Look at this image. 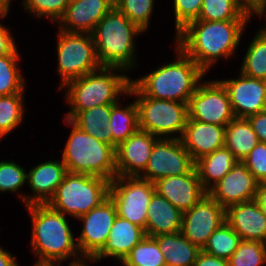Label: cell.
Masks as SVG:
<instances>
[{
	"mask_svg": "<svg viewBox=\"0 0 266 266\" xmlns=\"http://www.w3.org/2000/svg\"><path fill=\"white\" fill-rule=\"evenodd\" d=\"M12 0H0V13L8 14L10 13V6Z\"/></svg>",
	"mask_w": 266,
	"mask_h": 266,
	"instance_id": "cell-49",
	"label": "cell"
},
{
	"mask_svg": "<svg viewBox=\"0 0 266 266\" xmlns=\"http://www.w3.org/2000/svg\"><path fill=\"white\" fill-rule=\"evenodd\" d=\"M175 49L177 56L174 61L158 66L143 77L132 79L127 97L148 96L189 103L207 73L178 46Z\"/></svg>",
	"mask_w": 266,
	"mask_h": 266,
	"instance_id": "cell-3",
	"label": "cell"
},
{
	"mask_svg": "<svg viewBox=\"0 0 266 266\" xmlns=\"http://www.w3.org/2000/svg\"><path fill=\"white\" fill-rule=\"evenodd\" d=\"M121 266H166L164 254L153 237L143 238L124 258Z\"/></svg>",
	"mask_w": 266,
	"mask_h": 266,
	"instance_id": "cell-35",
	"label": "cell"
},
{
	"mask_svg": "<svg viewBox=\"0 0 266 266\" xmlns=\"http://www.w3.org/2000/svg\"><path fill=\"white\" fill-rule=\"evenodd\" d=\"M9 27L0 23V56L12 53L16 48V42Z\"/></svg>",
	"mask_w": 266,
	"mask_h": 266,
	"instance_id": "cell-43",
	"label": "cell"
},
{
	"mask_svg": "<svg viewBox=\"0 0 266 266\" xmlns=\"http://www.w3.org/2000/svg\"><path fill=\"white\" fill-rule=\"evenodd\" d=\"M237 161L235 155L225 146L195 161V169L203 189L208 192Z\"/></svg>",
	"mask_w": 266,
	"mask_h": 266,
	"instance_id": "cell-25",
	"label": "cell"
},
{
	"mask_svg": "<svg viewBox=\"0 0 266 266\" xmlns=\"http://www.w3.org/2000/svg\"><path fill=\"white\" fill-rule=\"evenodd\" d=\"M235 2L251 17L264 10L266 0H235Z\"/></svg>",
	"mask_w": 266,
	"mask_h": 266,
	"instance_id": "cell-45",
	"label": "cell"
},
{
	"mask_svg": "<svg viewBox=\"0 0 266 266\" xmlns=\"http://www.w3.org/2000/svg\"><path fill=\"white\" fill-rule=\"evenodd\" d=\"M225 220L240 235L241 240L266 244V216L254 200L228 206Z\"/></svg>",
	"mask_w": 266,
	"mask_h": 266,
	"instance_id": "cell-22",
	"label": "cell"
},
{
	"mask_svg": "<svg viewBox=\"0 0 266 266\" xmlns=\"http://www.w3.org/2000/svg\"><path fill=\"white\" fill-rule=\"evenodd\" d=\"M226 88L235 118H246L266 110V82L242 73L236 79H220Z\"/></svg>",
	"mask_w": 266,
	"mask_h": 266,
	"instance_id": "cell-15",
	"label": "cell"
},
{
	"mask_svg": "<svg viewBox=\"0 0 266 266\" xmlns=\"http://www.w3.org/2000/svg\"><path fill=\"white\" fill-rule=\"evenodd\" d=\"M134 98L138 106L140 130L158 138L182 137L188 119V103L148 96H134Z\"/></svg>",
	"mask_w": 266,
	"mask_h": 266,
	"instance_id": "cell-8",
	"label": "cell"
},
{
	"mask_svg": "<svg viewBox=\"0 0 266 266\" xmlns=\"http://www.w3.org/2000/svg\"><path fill=\"white\" fill-rule=\"evenodd\" d=\"M111 104L95 106L81 112H67L64 118L70 119L85 133L112 146V133L109 129Z\"/></svg>",
	"mask_w": 266,
	"mask_h": 266,
	"instance_id": "cell-26",
	"label": "cell"
},
{
	"mask_svg": "<svg viewBox=\"0 0 266 266\" xmlns=\"http://www.w3.org/2000/svg\"><path fill=\"white\" fill-rule=\"evenodd\" d=\"M142 33L141 29L113 6L91 33L100 66L117 67L129 73L137 66L135 37Z\"/></svg>",
	"mask_w": 266,
	"mask_h": 266,
	"instance_id": "cell-4",
	"label": "cell"
},
{
	"mask_svg": "<svg viewBox=\"0 0 266 266\" xmlns=\"http://www.w3.org/2000/svg\"><path fill=\"white\" fill-rule=\"evenodd\" d=\"M125 72L117 67H100L68 82L62 89L66 91L64 98L70 106L69 112H81L95 106L120 102L121 96L129 93L132 80L123 74Z\"/></svg>",
	"mask_w": 266,
	"mask_h": 266,
	"instance_id": "cell-5",
	"label": "cell"
},
{
	"mask_svg": "<svg viewBox=\"0 0 266 266\" xmlns=\"http://www.w3.org/2000/svg\"><path fill=\"white\" fill-rule=\"evenodd\" d=\"M27 183V171L15 161H0V193H16Z\"/></svg>",
	"mask_w": 266,
	"mask_h": 266,
	"instance_id": "cell-39",
	"label": "cell"
},
{
	"mask_svg": "<svg viewBox=\"0 0 266 266\" xmlns=\"http://www.w3.org/2000/svg\"><path fill=\"white\" fill-rule=\"evenodd\" d=\"M7 16V14L4 13H0V19L2 20L3 18H5Z\"/></svg>",
	"mask_w": 266,
	"mask_h": 266,
	"instance_id": "cell-51",
	"label": "cell"
},
{
	"mask_svg": "<svg viewBox=\"0 0 266 266\" xmlns=\"http://www.w3.org/2000/svg\"><path fill=\"white\" fill-rule=\"evenodd\" d=\"M70 0H23L24 11L32 14L36 19L49 18L52 22H59L64 16Z\"/></svg>",
	"mask_w": 266,
	"mask_h": 266,
	"instance_id": "cell-38",
	"label": "cell"
},
{
	"mask_svg": "<svg viewBox=\"0 0 266 266\" xmlns=\"http://www.w3.org/2000/svg\"><path fill=\"white\" fill-rule=\"evenodd\" d=\"M235 118L228 92L219 80H204L190 97L188 119L226 126Z\"/></svg>",
	"mask_w": 266,
	"mask_h": 266,
	"instance_id": "cell-11",
	"label": "cell"
},
{
	"mask_svg": "<svg viewBox=\"0 0 266 266\" xmlns=\"http://www.w3.org/2000/svg\"><path fill=\"white\" fill-rule=\"evenodd\" d=\"M264 15H265V17H266V14H265V11H264V10L256 14V16H257V17H260V18L264 17ZM264 20H266V18H264ZM259 30H260L263 34L266 35V24H265V27L262 26V28H260Z\"/></svg>",
	"mask_w": 266,
	"mask_h": 266,
	"instance_id": "cell-50",
	"label": "cell"
},
{
	"mask_svg": "<svg viewBox=\"0 0 266 266\" xmlns=\"http://www.w3.org/2000/svg\"><path fill=\"white\" fill-rule=\"evenodd\" d=\"M90 261L91 262L93 261L92 258H82L81 260L70 262L68 266H89L88 264H90ZM49 266H60V263L52 264Z\"/></svg>",
	"mask_w": 266,
	"mask_h": 266,
	"instance_id": "cell-48",
	"label": "cell"
},
{
	"mask_svg": "<svg viewBox=\"0 0 266 266\" xmlns=\"http://www.w3.org/2000/svg\"><path fill=\"white\" fill-rule=\"evenodd\" d=\"M17 49L0 56V96L24 92L26 87V81L18 63L21 56Z\"/></svg>",
	"mask_w": 266,
	"mask_h": 266,
	"instance_id": "cell-30",
	"label": "cell"
},
{
	"mask_svg": "<svg viewBox=\"0 0 266 266\" xmlns=\"http://www.w3.org/2000/svg\"><path fill=\"white\" fill-rule=\"evenodd\" d=\"M182 214L170 201L155 191L147 209L144 230L146 236L181 232Z\"/></svg>",
	"mask_w": 266,
	"mask_h": 266,
	"instance_id": "cell-24",
	"label": "cell"
},
{
	"mask_svg": "<svg viewBox=\"0 0 266 266\" xmlns=\"http://www.w3.org/2000/svg\"><path fill=\"white\" fill-rule=\"evenodd\" d=\"M254 201L260 206L266 216V183H258Z\"/></svg>",
	"mask_w": 266,
	"mask_h": 266,
	"instance_id": "cell-46",
	"label": "cell"
},
{
	"mask_svg": "<svg viewBox=\"0 0 266 266\" xmlns=\"http://www.w3.org/2000/svg\"><path fill=\"white\" fill-rule=\"evenodd\" d=\"M154 0H114V6L144 33L150 25Z\"/></svg>",
	"mask_w": 266,
	"mask_h": 266,
	"instance_id": "cell-36",
	"label": "cell"
},
{
	"mask_svg": "<svg viewBox=\"0 0 266 266\" xmlns=\"http://www.w3.org/2000/svg\"><path fill=\"white\" fill-rule=\"evenodd\" d=\"M246 119L249 121L252 130L257 135L258 141L266 143V110L252 114Z\"/></svg>",
	"mask_w": 266,
	"mask_h": 266,
	"instance_id": "cell-42",
	"label": "cell"
},
{
	"mask_svg": "<svg viewBox=\"0 0 266 266\" xmlns=\"http://www.w3.org/2000/svg\"><path fill=\"white\" fill-rule=\"evenodd\" d=\"M121 102L111 104L109 129L115 149L139 129L138 106L135 99L127 106H120Z\"/></svg>",
	"mask_w": 266,
	"mask_h": 266,
	"instance_id": "cell-28",
	"label": "cell"
},
{
	"mask_svg": "<svg viewBox=\"0 0 266 266\" xmlns=\"http://www.w3.org/2000/svg\"><path fill=\"white\" fill-rule=\"evenodd\" d=\"M192 266H229V262L201 250Z\"/></svg>",
	"mask_w": 266,
	"mask_h": 266,
	"instance_id": "cell-44",
	"label": "cell"
},
{
	"mask_svg": "<svg viewBox=\"0 0 266 266\" xmlns=\"http://www.w3.org/2000/svg\"><path fill=\"white\" fill-rule=\"evenodd\" d=\"M116 217L115 203L108 197L98 207L77 218L83 224L76 239L84 258H93L103 248Z\"/></svg>",
	"mask_w": 266,
	"mask_h": 266,
	"instance_id": "cell-14",
	"label": "cell"
},
{
	"mask_svg": "<svg viewBox=\"0 0 266 266\" xmlns=\"http://www.w3.org/2000/svg\"><path fill=\"white\" fill-rule=\"evenodd\" d=\"M228 262L229 266H264L266 244L260 241L241 240Z\"/></svg>",
	"mask_w": 266,
	"mask_h": 266,
	"instance_id": "cell-37",
	"label": "cell"
},
{
	"mask_svg": "<svg viewBox=\"0 0 266 266\" xmlns=\"http://www.w3.org/2000/svg\"><path fill=\"white\" fill-rule=\"evenodd\" d=\"M146 237L143 228L117 215L103 248L92 258L91 264L112 257L119 264Z\"/></svg>",
	"mask_w": 266,
	"mask_h": 266,
	"instance_id": "cell-23",
	"label": "cell"
},
{
	"mask_svg": "<svg viewBox=\"0 0 266 266\" xmlns=\"http://www.w3.org/2000/svg\"><path fill=\"white\" fill-rule=\"evenodd\" d=\"M25 207L30 212L32 222L30 245L37 258L34 266L62 264L69 258H73L70 262H75L84 258L66 216L54 211L47 204Z\"/></svg>",
	"mask_w": 266,
	"mask_h": 266,
	"instance_id": "cell-2",
	"label": "cell"
},
{
	"mask_svg": "<svg viewBox=\"0 0 266 266\" xmlns=\"http://www.w3.org/2000/svg\"><path fill=\"white\" fill-rule=\"evenodd\" d=\"M250 20H193L176 33L175 46L192 58L206 73L221 58L234 56Z\"/></svg>",
	"mask_w": 266,
	"mask_h": 266,
	"instance_id": "cell-1",
	"label": "cell"
},
{
	"mask_svg": "<svg viewBox=\"0 0 266 266\" xmlns=\"http://www.w3.org/2000/svg\"><path fill=\"white\" fill-rule=\"evenodd\" d=\"M251 18L235 0H203L201 12L196 20L227 21L250 20Z\"/></svg>",
	"mask_w": 266,
	"mask_h": 266,
	"instance_id": "cell-33",
	"label": "cell"
},
{
	"mask_svg": "<svg viewBox=\"0 0 266 266\" xmlns=\"http://www.w3.org/2000/svg\"><path fill=\"white\" fill-rule=\"evenodd\" d=\"M57 74L61 76L58 90L101 66L97 60L91 33H69L57 30Z\"/></svg>",
	"mask_w": 266,
	"mask_h": 266,
	"instance_id": "cell-9",
	"label": "cell"
},
{
	"mask_svg": "<svg viewBox=\"0 0 266 266\" xmlns=\"http://www.w3.org/2000/svg\"><path fill=\"white\" fill-rule=\"evenodd\" d=\"M258 182L243 161L232 169L207 193L225 209L233 204L253 201Z\"/></svg>",
	"mask_w": 266,
	"mask_h": 266,
	"instance_id": "cell-16",
	"label": "cell"
},
{
	"mask_svg": "<svg viewBox=\"0 0 266 266\" xmlns=\"http://www.w3.org/2000/svg\"><path fill=\"white\" fill-rule=\"evenodd\" d=\"M195 167L180 139L160 138L154 145L145 171L139 178L155 182L168 176L189 173Z\"/></svg>",
	"mask_w": 266,
	"mask_h": 266,
	"instance_id": "cell-12",
	"label": "cell"
},
{
	"mask_svg": "<svg viewBox=\"0 0 266 266\" xmlns=\"http://www.w3.org/2000/svg\"><path fill=\"white\" fill-rule=\"evenodd\" d=\"M154 186L158 194L170 201L182 213L190 210L207 194L195 167L187 174L156 180Z\"/></svg>",
	"mask_w": 266,
	"mask_h": 266,
	"instance_id": "cell-19",
	"label": "cell"
},
{
	"mask_svg": "<svg viewBox=\"0 0 266 266\" xmlns=\"http://www.w3.org/2000/svg\"><path fill=\"white\" fill-rule=\"evenodd\" d=\"M225 147L242 161L258 144V138L246 118H234L225 126Z\"/></svg>",
	"mask_w": 266,
	"mask_h": 266,
	"instance_id": "cell-29",
	"label": "cell"
},
{
	"mask_svg": "<svg viewBox=\"0 0 266 266\" xmlns=\"http://www.w3.org/2000/svg\"><path fill=\"white\" fill-rule=\"evenodd\" d=\"M164 254L166 266H192L201 249L192 244L181 232L153 237Z\"/></svg>",
	"mask_w": 266,
	"mask_h": 266,
	"instance_id": "cell-27",
	"label": "cell"
},
{
	"mask_svg": "<svg viewBox=\"0 0 266 266\" xmlns=\"http://www.w3.org/2000/svg\"><path fill=\"white\" fill-rule=\"evenodd\" d=\"M24 92L0 96V138L14 131L23 121L25 107ZM25 108V109H24Z\"/></svg>",
	"mask_w": 266,
	"mask_h": 266,
	"instance_id": "cell-32",
	"label": "cell"
},
{
	"mask_svg": "<svg viewBox=\"0 0 266 266\" xmlns=\"http://www.w3.org/2000/svg\"><path fill=\"white\" fill-rule=\"evenodd\" d=\"M242 161L258 183H266V143L258 142Z\"/></svg>",
	"mask_w": 266,
	"mask_h": 266,
	"instance_id": "cell-41",
	"label": "cell"
},
{
	"mask_svg": "<svg viewBox=\"0 0 266 266\" xmlns=\"http://www.w3.org/2000/svg\"><path fill=\"white\" fill-rule=\"evenodd\" d=\"M19 262L16 261V256L12 253L0 247V266H20Z\"/></svg>",
	"mask_w": 266,
	"mask_h": 266,
	"instance_id": "cell-47",
	"label": "cell"
},
{
	"mask_svg": "<svg viewBox=\"0 0 266 266\" xmlns=\"http://www.w3.org/2000/svg\"><path fill=\"white\" fill-rule=\"evenodd\" d=\"M225 126L187 119L180 140L195 162L225 146Z\"/></svg>",
	"mask_w": 266,
	"mask_h": 266,
	"instance_id": "cell-21",
	"label": "cell"
},
{
	"mask_svg": "<svg viewBox=\"0 0 266 266\" xmlns=\"http://www.w3.org/2000/svg\"><path fill=\"white\" fill-rule=\"evenodd\" d=\"M72 127L61 160L67 172L89 174L113 180L116 176V149L85 133L70 119L64 118Z\"/></svg>",
	"mask_w": 266,
	"mask_h": 266,
	"instance_id": "cell-6",
	"label": "cell"
},
{
	"mask_svg": "<svg viewBox=\"0 0 266 266\" xmlns=\"http://www.w3.org/2000/svg\"><path fill=\"white\" fill-rule=\"evenodd\" d=\"M154 192V183L139 177L116 176L109 184V197L115 203L117 215L144 230Z\"/></svg>",
	"mask_w": 266,
	"mask_h": 266,
	"instance_id": "cell-10",
	"label": "cell"
},
{
	"mask_svg": "<svg viewBox=\"0 0 266 266\" xmlns=\"http://www.w3.org/2000/svg\"><path fill=\"white\" fill-rule=\"evenodd\" d=\"M175 33L190 21L196 20L202 9L203 0H173Z\"/></svg>",
	"mask_w": 266,
	"mask_h": 266,
	"instance_id": "cell-40",
	"label": "cell"
},
{
	"mask_svg": "<svg viewBox=\"0 0 266 266\" xmlns=\"http://www.w3.org/2000/svg\"><path fill=\"white\" fill-rule=\"evenodd\" d=\"M242 60L239 73L251 78L266 79V35L259 29Z\"/></svg>",
	"mask_w": 266,
	"mask_h": 266,
	"instance_id": "cell-31",
	"label": "cell"
},
{
	"mask_svg": "<svg viewBox=\"0 0 266 266\" xmlns=\"http://www.w3.org/2000/svg\"><path fill=\"white\" fill-rule=\"evenodd\" d=\"M225 214L226 209L207 193L183 212L181 234L202 250L212 233L226 222Z\"/></svg>",
	"mask_w": 266,
	"mask_h": 266,
	"instance_id": "cell-13",
	"label": "cell"
},
{
	"mask_svg": "<svg viewBox=\"0 0 266 266\" xmlns=\"http://www.w3.org/2000/svg\"><path fill=\"white\" fill-rule=\"evenodd\" d=\"M109 184L102 177L67 172L47 205L77 219L109 197Z\"/></svg>",
	"mask_w": 266,
	"mask_h": 266,
	"instance_id": "cell-7",
	"label": "cell"
},
{
	"mask_svg": "<svg viewBox=\"0 0 266 266\" xmlns=\"http://www.w3.org/2000/svg\"><path fill=\"white\" fill-rule=\"evenodd\" d=\"M67 169L62 160H48L37 164L27 172V183L31 194H18L25 206L47 204L62 182Z\"/></svg>",
	"mask_w": 266,
	"mask_h": 266,
	"instance_id": "cell-18",
	"label": "cell"
},
{
	"mask_svg": "<svg viewBox=\"0 0 266 266\" xmlns=\"http://www.w3.org/2000/svg\"><path fill=\"white\" fill-rule=\"evenodd\" d=\"M160 138L138 129L116 148L117 176L139 177L146 168L155 143Z\"/></svg>",
	"mask_w": 266,
	"mask_h": 266,
	"instance_id": "cell-17",
	"label": "cell"
},
{
	"mask_svg": "<svg viewBox=\"0 0 266 266\" xmlns=\"http://www.w3.org/2000/svg\"><path fill=\"white\" fill-rule=\"evenodd\" d=\"M113 6L114 0H70L57 28L69 33H92Z\"/></svg>",
	"mask_w": 266,
	"mask_h": 266,
	"instance_id": "cell-20",
	"label": "cell"
},
{
	"mask_svg": "<svg viewBox=\"0 0 266 266\" xmlns=\"http://www.w3.org/2000/svg\"><path fill=\"white\" fill-rule=\"evenodd\" d=\"M240 241V235L224 222L212 233L202 250L215 257L229 260Z\"/></svg>",
	"mask_w": 266,
	"mask_h": 266,
	"instance_id": "cell-34",
	"label": "cell"
}]
</instances>
